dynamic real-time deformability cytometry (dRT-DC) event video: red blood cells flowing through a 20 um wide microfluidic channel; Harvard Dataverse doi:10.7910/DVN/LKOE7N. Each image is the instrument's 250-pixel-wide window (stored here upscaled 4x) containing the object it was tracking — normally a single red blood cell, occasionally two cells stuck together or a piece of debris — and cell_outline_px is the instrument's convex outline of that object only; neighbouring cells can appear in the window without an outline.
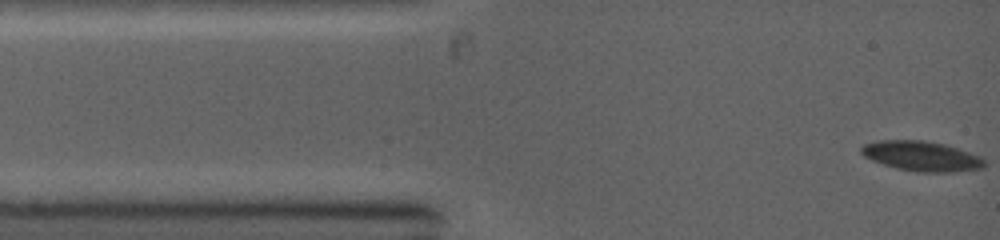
{"species": "common noctule bat (a hibernating species)", "species_latin": "Nyctalus noctula", "temperature_condition": "warm", "stored_images_in_passage": 47, "camera_frame_rate_fps": 5000, "um_per_image_px": 0.085, "animal": {"sex": "female", "body_mass_g": 19.0, "forearm_length_mm": 53.3}, "frame": {"image": 1, "passage_image": 1, "time_ms": 0.0, "image_size_px": [1000, 240], "cell_outline_px": [[984, 168], [952, 172], [916, 172], [896, 168], [872, 160], [864, 156], [860, 152], [860, 148], [864, 144], [876, 140], [924, 140], [944, 144], [980, 156], [984, 160]], "centroid_in_image_um": [78.3, 13.27], "position_along_channel_um": 6.7, "area_um2": 21.44}}
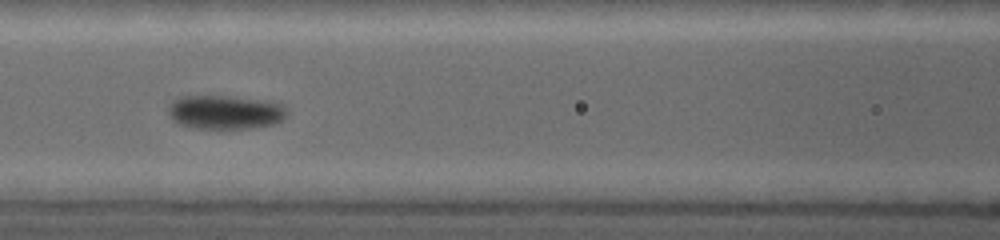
{"frame": {"image": 2, "passage_image": 15, "time_ms": 4.6, "image_size_px": [1000, 240], "cell_outline_px": [[288, 116], [272, 124], [248, 128], [196, 128], [176, 124], [172, 120], [168, 112], [168, 104], [172, 100], [180, 96], [228, 96], [268, 100], [280, 104], [284, 108]], "centroid_in_image_um": [19.07, 9.52], "position_along_channel_um": 147.5, "area_um2": 23.52}}
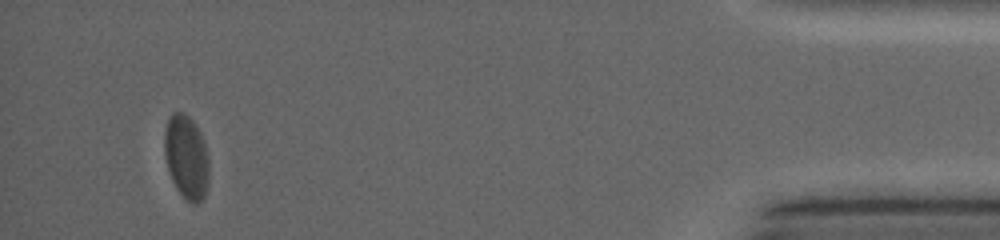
{"frame": {"image": 3, "passage_image": 42, "time_ms": 12.8, "image_size_px": [1000, 240], "cell_outline_px": [[208, 188], [204, 196], [196, 204], [192, 204], [184, 200], [176, 188], [172, 180], [164, 156], [164, 132], [168, 120], [172, 112], [184, 112], [196, 124], [200, 132], [208, 156]], "centroid_in_image_um": [15.83, 13.37], "position_along_channel_um": 419.4, "area_um2": 21.96}}